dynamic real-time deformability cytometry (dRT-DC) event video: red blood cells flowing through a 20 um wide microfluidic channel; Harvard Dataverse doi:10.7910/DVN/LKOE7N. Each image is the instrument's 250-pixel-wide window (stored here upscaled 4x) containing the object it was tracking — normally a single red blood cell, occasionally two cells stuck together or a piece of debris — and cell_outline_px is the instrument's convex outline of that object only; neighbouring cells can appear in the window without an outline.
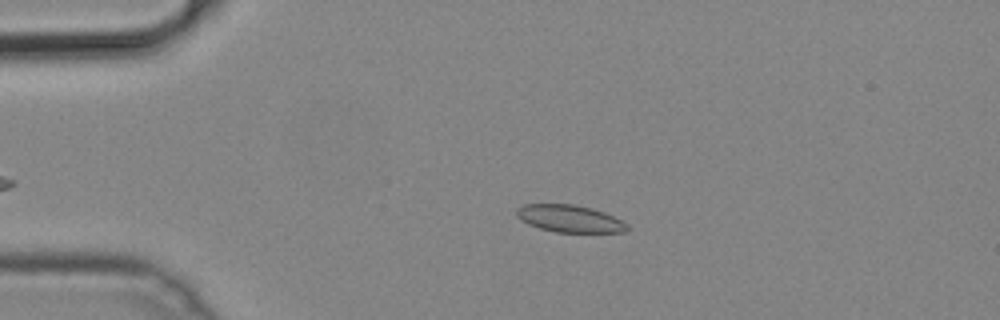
{"species": "common noctule bat (a hibernating species)", "species_latin": "Nyctalus noctula", "temperature_condition": "cold", "stored_images_in_passage": 41, "camera_frame_rate_fps": 3000, "um_per_image_px": 0.085, "animal": {"sex": "male", "body_mass_g": 19.2, "forearm_length_mm": 51.8}, "frame": {"image": 1, "passage_image": 7, "time_ms": 2.0, "image_size_px": [1000, 320], "cell_outline_px": [[628, 228], [624, 232], [556, 232], [540, 228], [528, 224], [520, 220], [516, 216], [516, 208], [524, 204], [572, 204], [592, 208], [604, 212], [628, 224]], "centroid_in_image_um": [48.38, 18.58], "position_along_channel_um": 36.6, "area_um2": 17.51}}
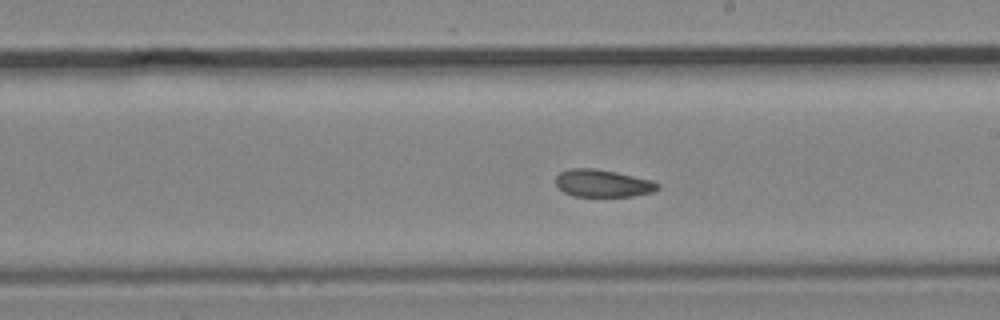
{"frame": {"image": 2, "passage_image": 25, "time_ms": 8.0, "image_size_px": [1000, 320], "cell_outline_px": [[660, 188], [652, 192], [632, 196], [572, 196], [564, 192], [556, 184], [556, 176], [560, 172], [568, 168], [592, 168], [616, 172], [652, 180], [660, 184]], "centroid_in_image_um": [51.23, 15.57], "position_along_channel_um": 237.8, "area_um2": 16.3}}
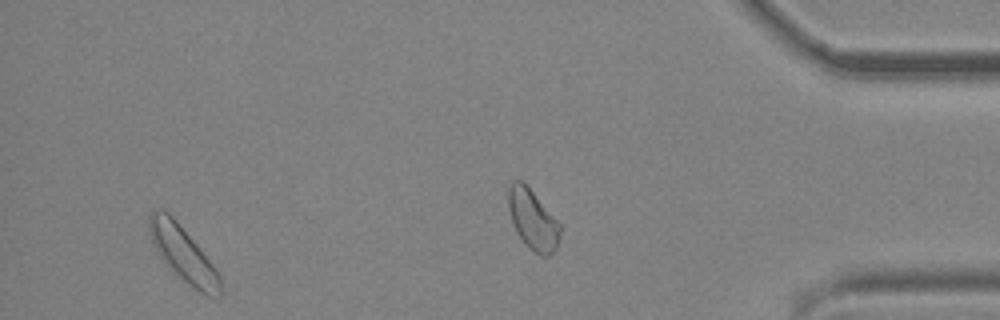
{"frame": {"image": 3, "passage_image": 38, "time_ms": 12.333, "image_size_px": [1000, 320], "cell_outline_px": [[220, 296], [208, 296], [192, 288], [168, 268], [164, 264], [152, 244], [148, 236], [148, 216], [152, 212], [168, 212], [176, 220], [216, 268], [220, 276]], "centroid_in_image_um": [15.52, 21.61], "position_along_channel_um": 419.7, "area_um2": 22.72}}